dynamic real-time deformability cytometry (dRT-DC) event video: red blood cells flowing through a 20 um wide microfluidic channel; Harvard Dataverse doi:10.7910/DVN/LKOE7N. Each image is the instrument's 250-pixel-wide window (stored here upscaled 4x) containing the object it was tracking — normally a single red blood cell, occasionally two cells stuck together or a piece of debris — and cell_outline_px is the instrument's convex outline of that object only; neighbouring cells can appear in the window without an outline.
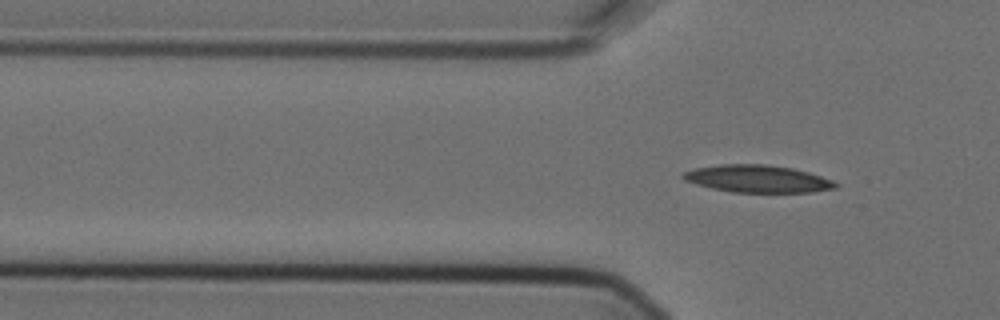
{"species": "Egyptian fruit bat (a non-hibernating species)", "species_latin": "Rousettus aegyptiacus", "temperature_condition": "cold", "stored_images_in_passage": 3, "camera_frame_rate_fps": 3000, "um_per_image_px": 0.085, "animal": {"sex": "female"}, "frame": {"image": 1, "passage_image": 3, "time_ms": 0.667, "image_size_px": [1000, 320], "cell_outline_px": [[840, 184], [836, 188], [812, 192], [732, 192], [712, 188], [696, 184], [684, 180], [680, 176], [684, 172], [696, 168], [720, 164], [768, 164], [792, 168], [808, 172], [832, 180]], "centroid_in_image_um": [64.4, 15.19], "position_along_channel_um": 61.4, "area_um2": 24.28}}